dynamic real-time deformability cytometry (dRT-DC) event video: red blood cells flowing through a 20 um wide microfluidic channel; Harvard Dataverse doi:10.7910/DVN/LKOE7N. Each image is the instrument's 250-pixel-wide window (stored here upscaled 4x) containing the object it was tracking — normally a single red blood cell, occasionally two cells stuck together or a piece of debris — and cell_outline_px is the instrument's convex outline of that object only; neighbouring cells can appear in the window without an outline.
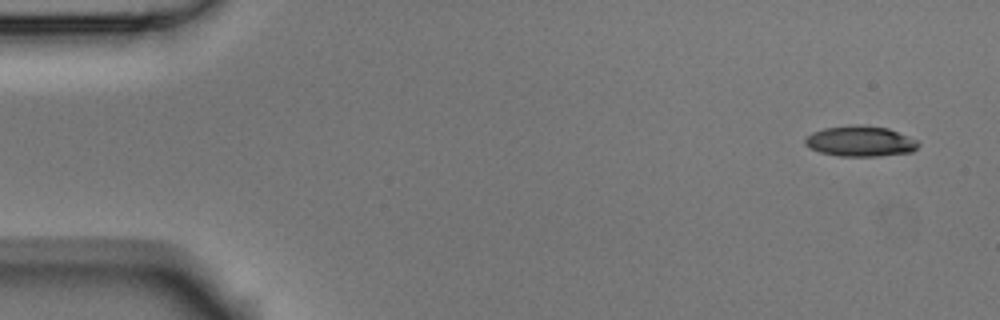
{"species": "Egyptian fruit bat (a non-hibernating species)", "species_latin": "Rousettus aegyptiacus", "temperature_condition": "room temperature", "stored_images_in_passage": 4, "camera_frame_rate_fps": 3000, "um_per_image_px": 0.085, "animal": {"sex": "male"}, "frame": {"image": 1, "passage_image": 1, "time_ms": 0.0, "image_size_px": [1000, 320], "cell_outline_px": [[920, 144], [912, 152], [880, 156], [840, 156], [820, 152], [808, 148], [804, 144], [804, 140], [812, 132], [824, 128], [852, 124], [864, 124], [888, 128], [908, 136], [916, 140]], "centroid_in_image_um": [73.11, 11.99], "position_along_channel_um": 11.9, "area_um2": 20.35}}